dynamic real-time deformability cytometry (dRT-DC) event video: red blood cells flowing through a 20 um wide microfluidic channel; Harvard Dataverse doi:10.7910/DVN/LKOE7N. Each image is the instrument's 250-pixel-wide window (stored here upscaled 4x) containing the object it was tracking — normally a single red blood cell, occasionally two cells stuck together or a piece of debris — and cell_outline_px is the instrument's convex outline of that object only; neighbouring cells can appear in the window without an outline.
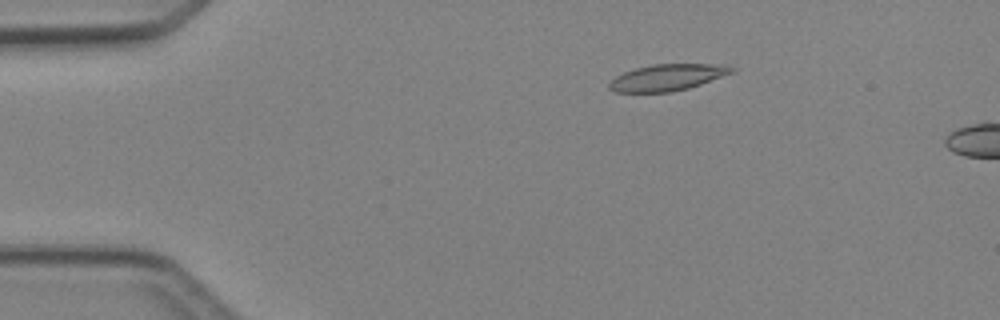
{"species": "Egyptian fruit bat (a non-hibernating species)", "species_latin": "Rousettus aegyptiacus", "temperature_condition": "cold", "stored_images_in_passage": 5, "camera_frame_rate_fps": 3000, "um_per_image_px": 0.085, "animal": {"sex": "female"}, "frame": {"image": 1, "passage_image": 3, "time_ms": 2.0, "image_size_px": [1000, 320], "cell_outline_px": [[736, 68], [732, 72], [700, 84], [688, 88], [668, 92], [616, 92], [608, 88], [608, 84], [616, 76], [624, 72], [636, 68], [652, 64], [724, 64]], "centroid_in_image_um": [56.7, 6.57], "position_along_channel_um": 28.3, "area_um2": 18.67}}